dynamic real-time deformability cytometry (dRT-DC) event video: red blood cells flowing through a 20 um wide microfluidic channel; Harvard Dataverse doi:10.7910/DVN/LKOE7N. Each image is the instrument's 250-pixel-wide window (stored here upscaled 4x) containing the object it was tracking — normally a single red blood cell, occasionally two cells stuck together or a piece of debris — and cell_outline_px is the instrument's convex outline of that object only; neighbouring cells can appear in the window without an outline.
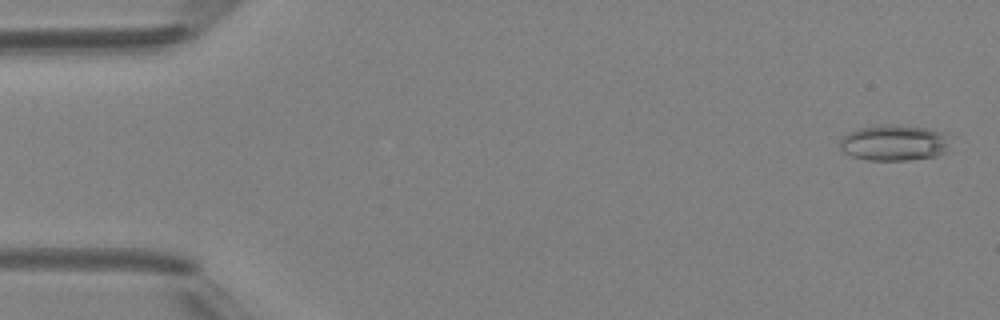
{"species": "Egyptian fruit bat (a non-hibernating species)", "species_latin": "Rousettus aegyptiacus", "temperature_condition": "room temperature", "stored_images_in_passage": 5, "camera_frame_rate_fps": 3000, "um_per_image_px": 0.085, "animal": {"sex": "female"}, "frame": {"image": 1, "passage_image": 1, "time_ms": 0.0, "image_size_px": [1000, 320], "cell_outline_px": [[952, 152], [936, 156], [908, 160], [868, 160], [852, 156], [844, 152], [840, 148], [840, 140], [848, 132], [860, 128], [880, 124], [896, 124], [932, 128], [948, 136]], "centroid_in_image_um": [76.07, 12.13], "position_along_channel_um": 8.9, "area_um2": 23.64}}